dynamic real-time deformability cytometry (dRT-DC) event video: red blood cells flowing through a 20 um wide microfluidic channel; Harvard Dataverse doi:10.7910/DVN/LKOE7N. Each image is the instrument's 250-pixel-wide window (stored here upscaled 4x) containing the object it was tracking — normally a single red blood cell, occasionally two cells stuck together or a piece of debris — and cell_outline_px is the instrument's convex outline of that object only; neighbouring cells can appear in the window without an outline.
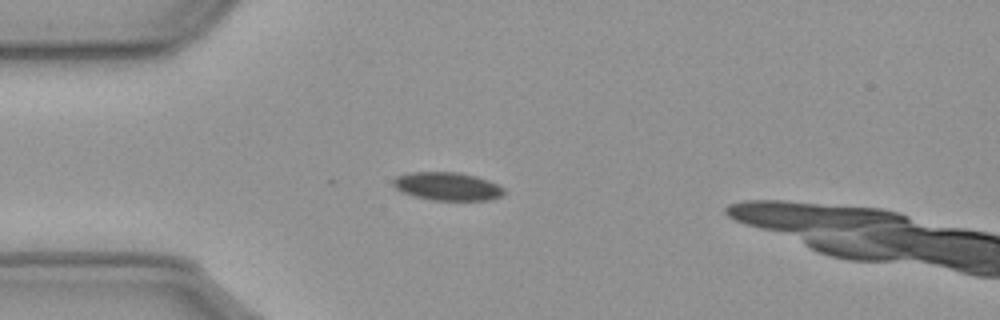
{"species": "common noctule bat (a hibernating species)", "species_latin": "Nyctalus noctula", "temperature_condition": "cold", "stored_images_in_passage": 2, "camera_frame_rate_fps": 3000, "um_per_image_px": 0.085, "animal": {"sex": "male", "body_mass_g": 23.1, "forearm_length_mm": 52.7}, "frame": {"image": 1, "passage_image": 2, "time_ms": 0.333, "image_size_px": [1000, 320], "cell_outline_px": [[504, 196], [492, 200], [432, 200], [412, 196], [400, 192], [392, 184], [392, 180], [396, 176], [412, 172], [456, 172], [488, 180], [504, 188]], "centroid_in_image_um": [38.0, 15.85], "position_along_channel_um": 47.0, "area_um2": 18.26}}